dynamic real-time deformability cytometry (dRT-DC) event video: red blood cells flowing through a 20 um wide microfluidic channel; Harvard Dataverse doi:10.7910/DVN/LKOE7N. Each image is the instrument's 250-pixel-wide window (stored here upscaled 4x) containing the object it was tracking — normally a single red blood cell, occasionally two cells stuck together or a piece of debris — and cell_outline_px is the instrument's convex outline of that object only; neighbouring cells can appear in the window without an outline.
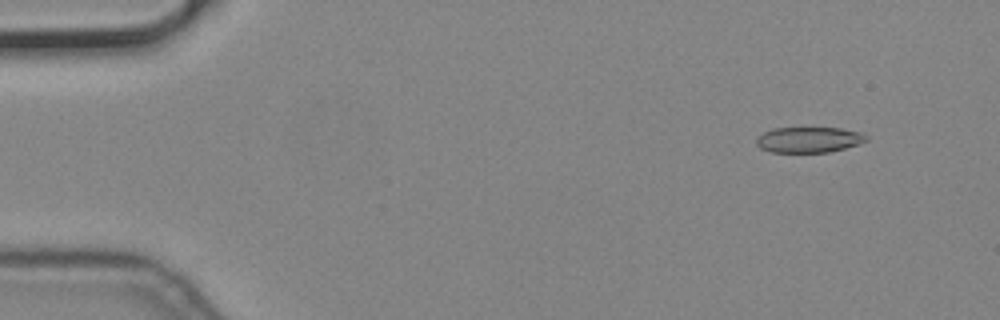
{"species": "common noctule bat (a hibernating species)", "species_latin": "Nyctalus noctula", "temperature_condition": "cold", "stored_images_in_passage": 5, "camera_frame_rate_fps": 3000, "um_per_image_px": 0.085, "animal": {"sex": "male", "body_mass_g": 19.2, "forearm_length_mm": 51.8}, "frame": {"image": 1, "passage_image": 2, "time_ms": 0.333, "image_size_px": [1000, 320], "cell_outline_px": [[868, 140], [844, 148], [828, 152], [772, 152], [760, 148], [756, 144], [756, 136], [772, 128], [840, 128], [864, 132], [868, 136]], "centroid_in_image_um": [68.74, 11.86], "position_along_channel_um": 16.3, "area_um2": 16.47}}
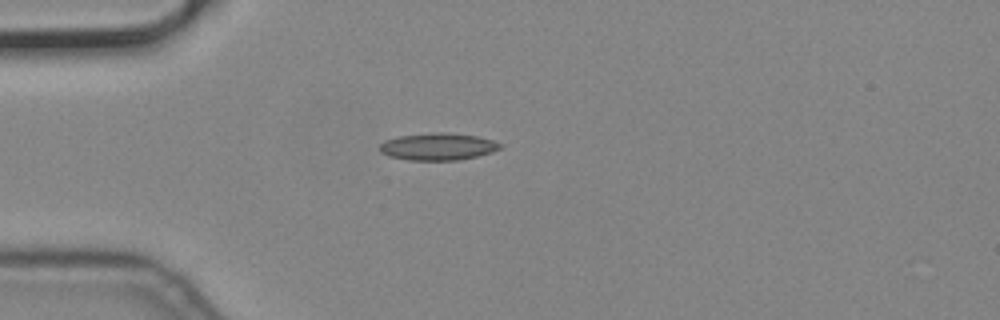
{"frame": {"image": 2, "passage_image": 5, "time_ms": 1.333, "image_size_px": [1000, 320], "cell_outline_px": [[504, 144], [500, 148], [492, 152], [460, 160], [408, 160], [388, 156], [380, 152], [380, 144], [384, 140], [400, 136], [436, 132], [444, 132], [476, 136], [492, 140]], "centroid_in_image_um": [37.22, 12.46], "position_along_channel_um": 47.8, "area_um2": 19.02}}